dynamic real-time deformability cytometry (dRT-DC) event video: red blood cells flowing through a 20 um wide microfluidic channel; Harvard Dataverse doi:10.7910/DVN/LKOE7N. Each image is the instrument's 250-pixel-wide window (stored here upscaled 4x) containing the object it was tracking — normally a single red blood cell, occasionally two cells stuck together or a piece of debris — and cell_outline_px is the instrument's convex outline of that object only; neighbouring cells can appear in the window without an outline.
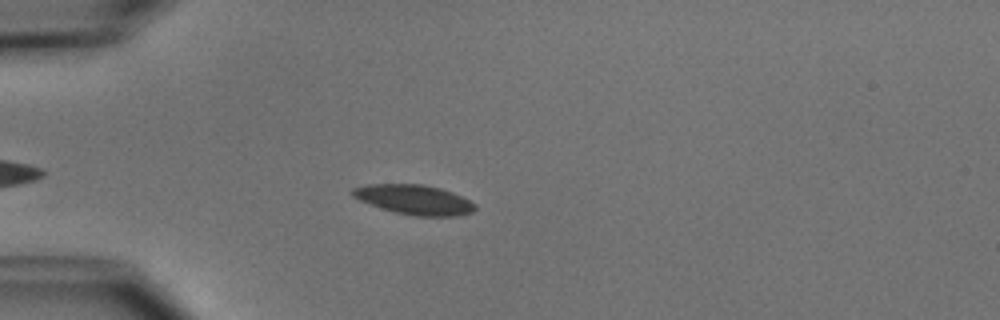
{"species": "common noctule bat (a hibernating species)", "species_latin": "Nyctalus noctula", "temperature_condition": "cold", "stored_images_in_passage": 6, "camera_frame_rate_fps": 3000, "um_per_image_px": 0.085, "animal": {"sex": "male", "body_mass_g": 15.6}, "frame": {"image": 1, "passage_image": 5, "time_ms": 4.667, "image_size_px": [1000, 320], "cell_outline_px": [[476, 208], [472, 212], [456, 216], [416, 216], [396, 212], [380, 208], [360, 200], [352, 196], [352, 188], [368, 184], [424, 184], [440, 188], [452, 192], [476, 204]], "centroid_in_image_um": [35.21, 16.96], "position_along_channel_um": 49.8, "area_um2": 21.1}}